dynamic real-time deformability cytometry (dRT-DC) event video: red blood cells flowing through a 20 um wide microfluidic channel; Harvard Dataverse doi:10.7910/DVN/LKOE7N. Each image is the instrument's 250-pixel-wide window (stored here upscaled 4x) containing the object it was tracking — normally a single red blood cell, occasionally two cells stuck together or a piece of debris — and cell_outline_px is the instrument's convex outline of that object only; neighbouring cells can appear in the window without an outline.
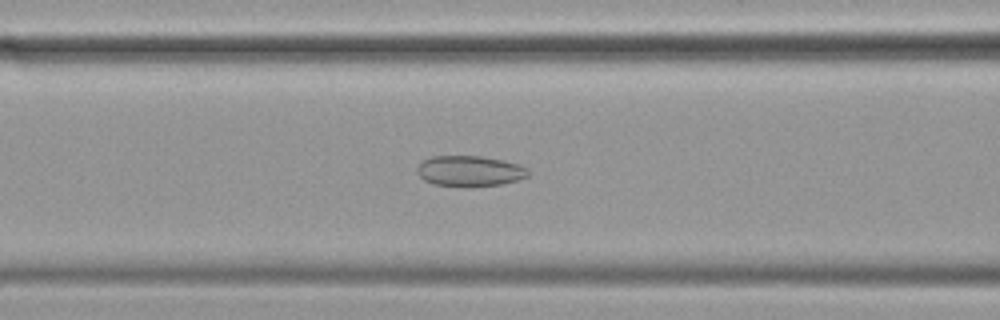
{"species": "common noctule bat (a hibernating species)", "species_latin": "Nyctalus noctula", "temperature_condition": "cold", "stored_images_in_passage": 57, "camera_frame_rate_fps": 3000, "um_per_image_px": 0.085, "animal": {"sex": "female", "body_mass_g": 19.9}, "frame": {"image": 1, "passage_image": 22, "time_ms": 7.0, "image_size_px": [1000, 320], "cell_outline_px": [[528, 176], [516, 180], [500, 184], [464, 188], [432, 184], [424, 180], [416, 172], [416, 168], [424, 160], [432, 156], [480, 156], [520, 164], [528, 168]], "centroid_in_image_um": [39.89, 14.56], "position_along_channel_um": 126.7, "area_um2": 20.0}}
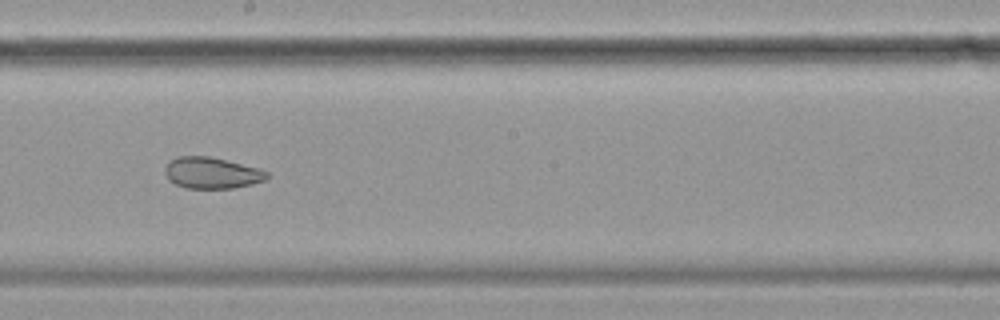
{"frame": {"image": 2, "passage_image": 31, "time_ms": 10.0, "image_size_px": [1000, 320], "cell_outline_px": [[268, 176], [264, 180], [252, 184], [232, 188], [184, 188], [168, 180], [164, 172], [164, 168], [168, 160], [176, 156], [208, 156], [260, 168], [268, 172]], "centroid_in_image_um": [17.95, 14.69], "position_along_channel_um": 230.2, "area_um2": 18.73}}
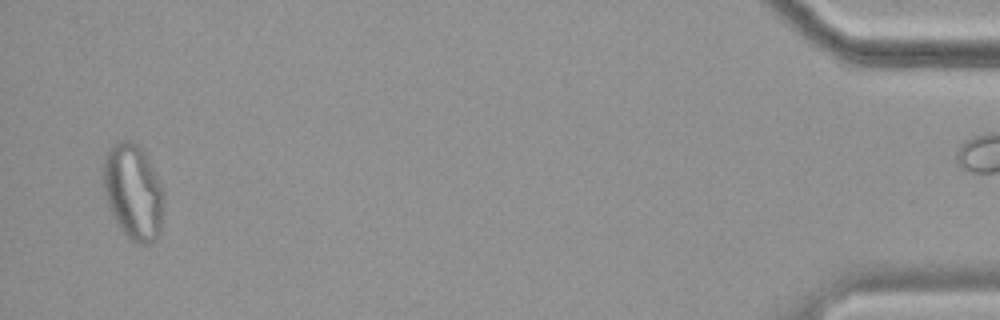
{"frame": {"image": 3, "passage_image": 55, "time_ms": 18.0, "image_size_px": [1000, 320], "cell_outline_px": [[164, 196], [160, 232], [156, 240], [148, 244], [140, 244], [132, 240], [120, 228], [104, 196], [104, 160], [108, 148], [116, 140], [128, 140], [136, 144], [144, 152], [164, 192]], "centroid_in_image_um": [11.32, 16.3], "position_along_channel_um": 423.9, "area_um2": 33.35}, "authors_computed_cell_mechanics": {"area_um2": 26.1256, "velocity_mm_per_s": 3.4618, "shape_relaxation_time_tau1_ms": null, "shape_relaxation_time_tau2_ms": 2.8653, "deformation_change_tau1": null, "deformation_change_tau2": 0.0714}}